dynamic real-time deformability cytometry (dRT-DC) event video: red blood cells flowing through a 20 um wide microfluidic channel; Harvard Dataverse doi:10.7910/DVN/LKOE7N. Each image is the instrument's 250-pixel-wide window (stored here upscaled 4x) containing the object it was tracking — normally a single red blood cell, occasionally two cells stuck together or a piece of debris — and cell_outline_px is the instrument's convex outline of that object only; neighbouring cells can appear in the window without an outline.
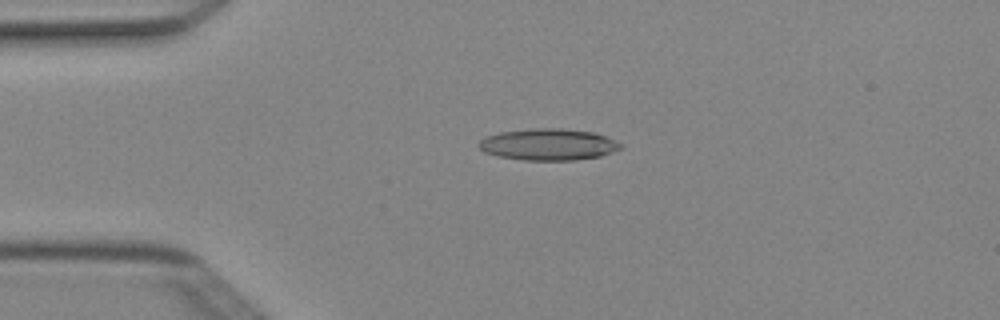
{"species": "Egyptian fruit bat (a non-hibernating species)", "species_latin": "Rousettus aegyptiacus", "temperature_condition": "cold", "stored_images_in_passage": 4, "camera_frame_rate_fps": 3000, "um_per_image_px": 0.085, "animal": {"sex": "female"}, "frame": {"image": 1, "passage_image": 3, "time_ms": 0.667, "image_size_px": [1000, 320], "cell_outline_px": [[624, 148], [600, 156], [572, 160], [524, 160], [496, 156], [484, 152], [476, 144], [484, 136], [500, 132], [532, 128], [560, 128], [592, 132], [616, 140], [624, 144]], "centroid_in_image_um": [46.6, 12.28], "position_along_channel_um": 38.4, "area_um2": 26.3}}